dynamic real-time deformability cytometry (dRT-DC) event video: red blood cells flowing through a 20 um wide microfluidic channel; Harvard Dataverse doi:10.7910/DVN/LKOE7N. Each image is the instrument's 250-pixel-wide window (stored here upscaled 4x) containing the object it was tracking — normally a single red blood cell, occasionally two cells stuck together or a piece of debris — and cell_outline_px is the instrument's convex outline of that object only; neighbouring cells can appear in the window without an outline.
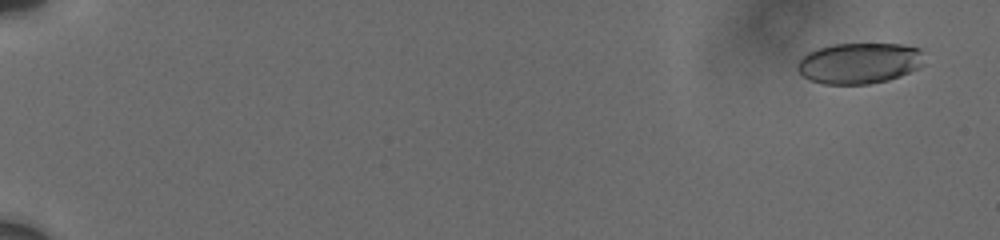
{"species": "human", "species_latin": "Homo sapiens", "temperature_condition": "cold", "stored_images_in_passage": 60, "camera_frame_rate_fps": 3000, "um_per_image_px": 0.085, "donor": {"sex": "male"}, "frame": {"image": 1, "passage_image": 4, "time_ms": 1.0, "image_size_px": [1000, 240], "cell_outline_px": [[924, 64], [920, 68], [900, 76], [888, 80], [868, 84], [824, 84], [808, 80], [796, 68], [796, 64], [800, 56], [816, 48], [832, 44], [904, 44], [920, 48]], "centroid_in_image_um": [73.02, 5.36], "position_along_channel_um": 12.0, "area_um2": 30.63}}
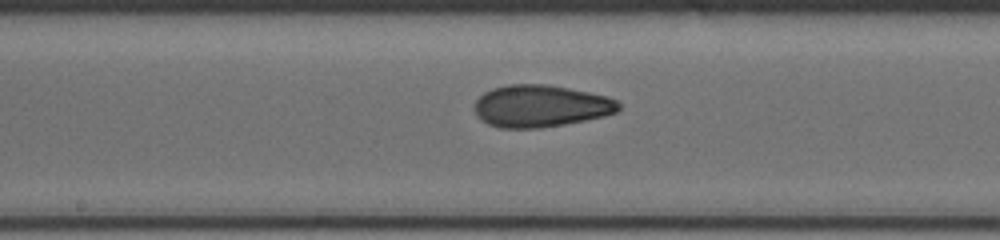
{"frame": {"image": 2, "passage_image": 35, "time_ms": 11.333, "image_size_px": [1000, 240], "cell_outline_px": [[620, 108], [616, 112], [604, 116], [564, 124], [540, 128], [500, 128], [488, 124], [480, 120], [476, 112], [476, 100], [484, 92], [492, 88], [508, 84], [544, 84], [568, 88], [588, 92], [604, 96], [616, 100], [620, 104]], "centroid_in_image_um": [45.93, 9.01], "position_along_channel_um": 202.3, "area_um2": 35.14}}
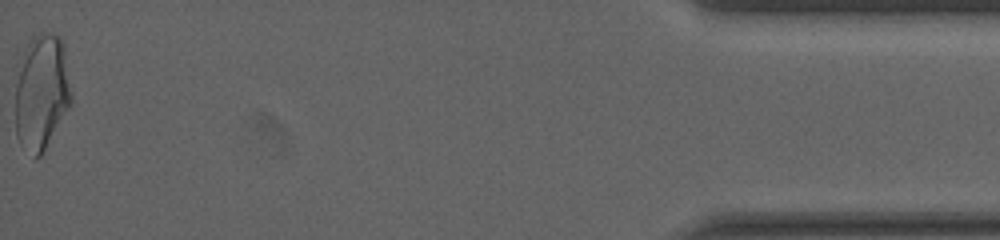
{"frame": {"image": 3, "passage_image": 60, "time_ms": 19.667, "image_size_px": [1000, 240], "cell_outline_px": [[72, 104], [40, 156], [36, 160], [20, 144], [16, 136], [16, 64], [32, 36], [56, 36], [64, 44], [72, 96]], "centroid_in_image_um": [3.52, 7.87], "position_along_channel_um": 431.7, "area_um2": 37.86}, "authors_computed_cell_mechanics": {"area_um2": 33.8997, "velocity_mm_per_s": 3.7143, "shape_relaxation_time_tau1_ms": 5.4737, "shape_relaxation_time_tau2_ms": 1.7775, "deformation_change_tau1": 0.1537, "deformation_change_tau2": 0.0724}}